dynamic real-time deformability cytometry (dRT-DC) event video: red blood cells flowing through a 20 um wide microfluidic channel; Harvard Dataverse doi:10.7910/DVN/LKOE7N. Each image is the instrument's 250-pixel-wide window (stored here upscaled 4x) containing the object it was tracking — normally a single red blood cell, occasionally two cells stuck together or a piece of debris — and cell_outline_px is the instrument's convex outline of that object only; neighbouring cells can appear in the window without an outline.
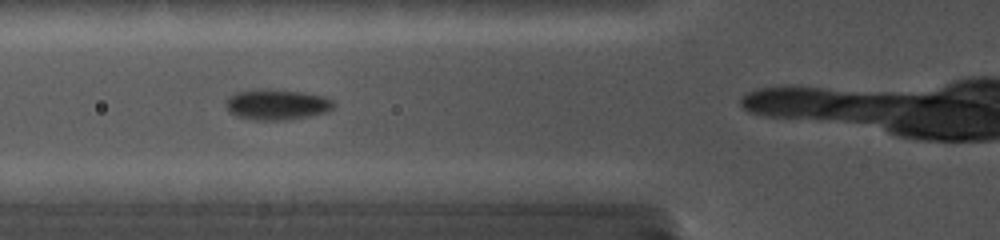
{"species": "common noctule bat (a hibernating species)", "species_latin": "Nyctalus noctula", "temperature_condition": "cold", "stored_images_in_passage": 4, "camera_frame_rate_fps": 5000, "um_per_image_px": 0.085, "animal": {"sex": "female", "body_mass_g": 19.0, "forearm_length_mm": 56.7}, "frame": {"image": 1, "passage_image": 3, "time_ms": 2.0, "image_size_px": [1000, 240], "cell_outline_px": [[336, 104], [328, 112], [288, 120], [252, 120], [236, 116], [228, 112], [224, 104], [224, 100], [228, 96], [236, 92], [260, 88], [268, 88], [304, 92], [324, 96], [332, 100]], "centroid_in_image_um": [23.48, 8.87], "position_along_channel_um": 102.3, "area_um2": 19.77}}